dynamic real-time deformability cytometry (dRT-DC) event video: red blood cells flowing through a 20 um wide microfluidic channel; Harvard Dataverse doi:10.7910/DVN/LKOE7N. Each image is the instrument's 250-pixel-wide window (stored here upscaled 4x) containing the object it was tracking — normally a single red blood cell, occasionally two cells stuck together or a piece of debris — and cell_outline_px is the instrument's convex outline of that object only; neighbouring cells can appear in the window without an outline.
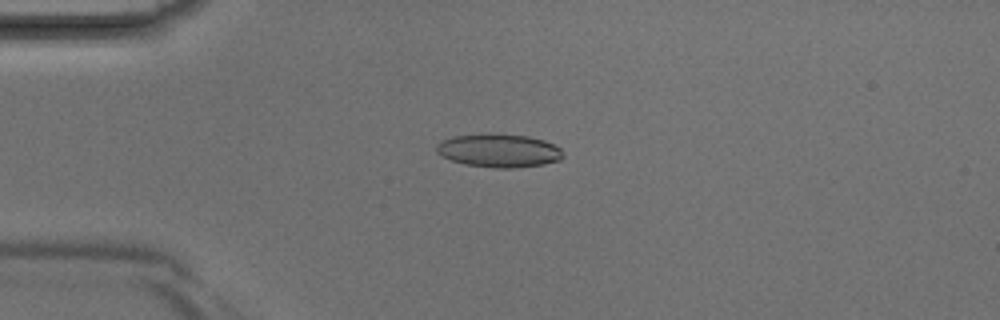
{"species": "Egyptian fruit bat (a non-hibernating species)", "species_latin": "Rousettus aegyptiacus", "temperature_condition": "room temperature", "stored_images_in_passage": 41, "camera_frame_rate_fps": 3000, "um_per_image_px": 0.085, "animal": {"sex": "male"}, "frame": {"image": 1, "passage_image": 10, "time_ms": 3.0, "image_size_px": [1000, 320], "cell_outline_px": [[564, 156], [560, 160], [544, 164], [516, 168], [492, 168], [464, 164], [452, 160], [436, 152], [436, 144], [452, 136], [528, 136], [544, 140], [560, 148]], "centroid_in_image_um": [42.44, 12.85], "position_along_channel_um": 42.6, "area_um2": 23.81}}
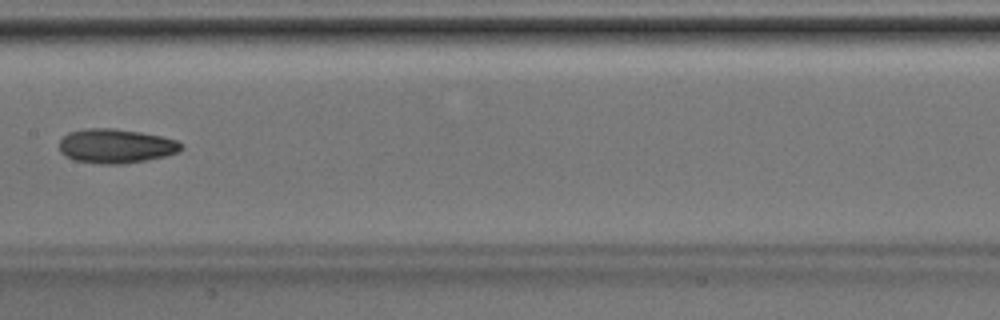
{"frame": {"image": 2, "passage_image": 21, "time_ms": 6.667, "image_size_px": [1000, 320], "cell_outline_px": [[184, 148], [176, 152], [164, 156], [144, 160], [120, 164], [104, 164], [76, 160], [60, 152], [60, 140], [68, 132], [84, 128], [112, 128], [140, 132], [160, 136], [176, 140], [184, 144]], "centroid_in_image_um": [9.85, 12.39], "position_along_channel_um": 197.6, "area_um2": 24.1}}
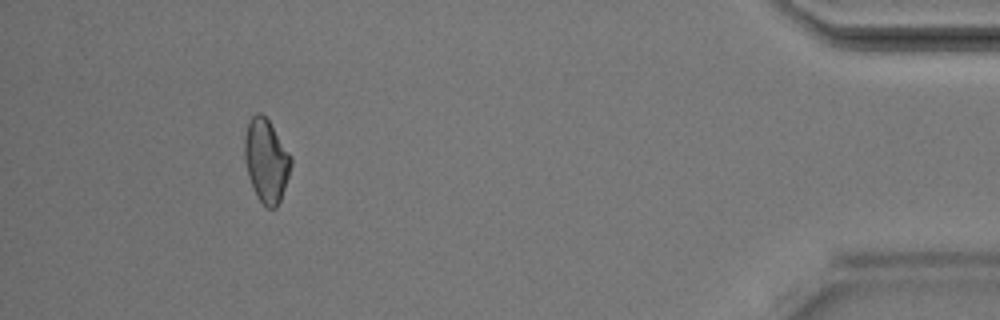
{"frame": {"image": 3, "passage_image": 38, "time_ms": 12.333, "image_size_px": [1000, 320], "cell_outline_px": [[292, 164], [280, 200], [276, 208], [268, 208], [256, 196], [252, 188], [248, 176], [244, 156], [244, 136], [248, 120], [256, 112], [260, 112], [268, 120], [292, 156]], "centroid_in_image_um": [22.61, 13.63], "position_along_channel_um": 412.6, "area_um2": 22.54}}